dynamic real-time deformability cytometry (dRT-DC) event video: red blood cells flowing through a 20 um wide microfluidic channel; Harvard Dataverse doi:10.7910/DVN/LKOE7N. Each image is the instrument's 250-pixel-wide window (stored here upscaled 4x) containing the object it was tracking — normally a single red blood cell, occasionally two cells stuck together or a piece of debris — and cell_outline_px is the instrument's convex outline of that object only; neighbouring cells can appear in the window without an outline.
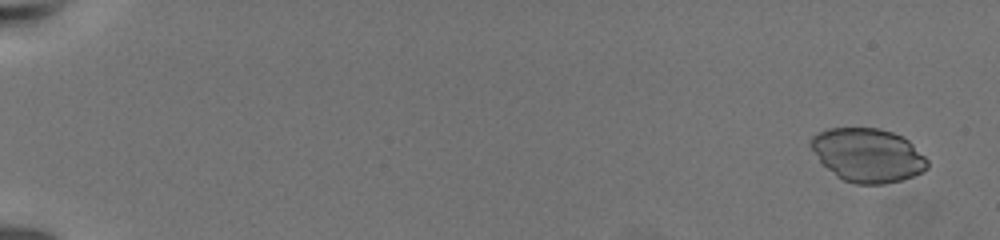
{"species": "common noctule bat (a hibernating species)", "species_latin": "Nyctalus noctula", "temperature_condition": "warm", "stored_images_in_passage": 67, "camera_frame_rate_fps": 3000, "um_per_image_px": 0.085, "animal": {"sex": "female", "body_mass_g": 19.5, "forearm_length_mm": 54.1}, "frame": {"image": 1, "passage_image": 4, "time_ms": 1.0, "image_size_px": [1000, 240], "cell_outline_px": [[928, 168], [912, 176], [900, 180], [884, 184], [856, 184], [844, 180], [836, 176], [820, 160], [808, 144], [812, 136], [828, 128], [880, 128], [892, 132], [908, 140], [928, 160]], "centroid_in_image_um": [73.75, 13.18], "position_along_channel_um": 11.3, "area_um2": 36.18}}